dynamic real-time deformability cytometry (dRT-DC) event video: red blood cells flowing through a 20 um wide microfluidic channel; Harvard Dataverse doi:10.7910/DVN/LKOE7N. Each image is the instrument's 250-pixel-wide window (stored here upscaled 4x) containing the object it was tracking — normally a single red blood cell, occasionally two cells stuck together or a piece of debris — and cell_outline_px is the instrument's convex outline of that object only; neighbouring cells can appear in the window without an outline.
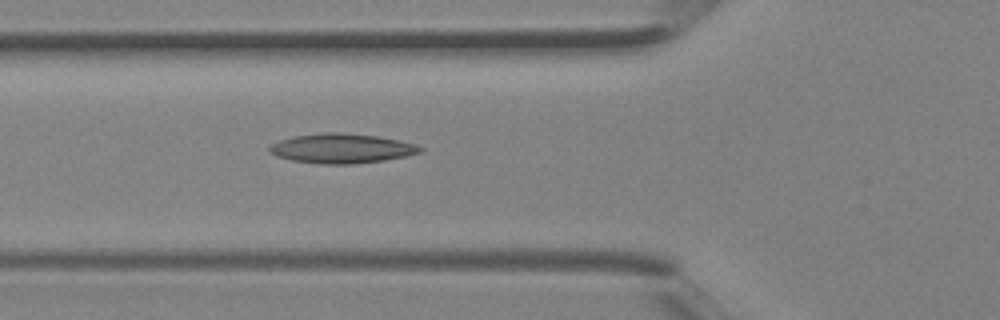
{"species": "Egyptian fruit bat (a non-hibernating species)", "species_latin": "Rousettus aegyptiacus", "temperature_condition": "room temperature", "stored_images_in_passage": 4, "camera_frame_rate_fps": 3000, "um_per_image_px": 0.085, "animal": {"sex": "female"}, "frame": {"image": 1, "passage_image": 3, "time_ms": 0.667, "image_size_px": [1000, 320], "cell_outline_px": [[424, 148], [420, 152], [404, 156], [384, 160], [352, 164], [320, 164], [292, 160], [276, 156], [268, 152], [268, 148], [272, 144], [280, 140], [292, 136], [328, 132], [340, 132], [376, 136], [400, 140], [416, 144]], "centroid_in_image_um": [29.02, 12.61], "position_along_channel_um": 96.8, "area_um2": 25.95}}